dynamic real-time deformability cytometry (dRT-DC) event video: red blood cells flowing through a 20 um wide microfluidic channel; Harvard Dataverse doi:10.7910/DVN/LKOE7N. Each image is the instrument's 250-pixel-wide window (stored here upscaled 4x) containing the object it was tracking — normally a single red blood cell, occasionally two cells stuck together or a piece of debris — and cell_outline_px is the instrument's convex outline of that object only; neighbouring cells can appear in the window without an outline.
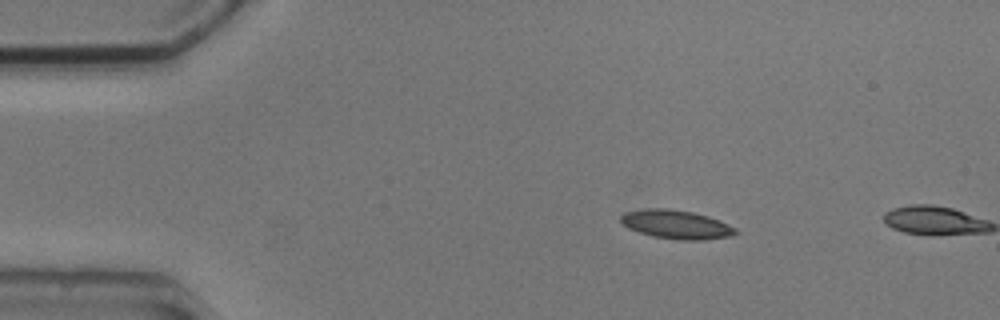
{"species": "common noctule bat (a hibernating species)", "species_latin": "Nyctalus noctula", "temperature_condition": "cold", "stored_images_in_passage": 2, "camera_frame_rate_fps": 3000, "um_per_image_px": 0.085, "animal": {"sex": "male", "body_mass_g": 20.5, "forearm_length_mm": 52.5}, "frame": {"image": 1, "passage_image": 1, "time_ms": 0.0, "image_size_px": [1000, 320], "cell_outline_px": [[740, 232], [728, 236], [704, 240], [680, 240], [652, 236], [628, 228], [620, 220], [620, 216], [624, 212], [644, 208], [668, 208], [692, 212], [708, 216], [720, 220], [736, 228]], "centroid_in_image_um": [57.48, 19.07], "position_along_channel_um": 27.5, "area_um2": 19.31}}